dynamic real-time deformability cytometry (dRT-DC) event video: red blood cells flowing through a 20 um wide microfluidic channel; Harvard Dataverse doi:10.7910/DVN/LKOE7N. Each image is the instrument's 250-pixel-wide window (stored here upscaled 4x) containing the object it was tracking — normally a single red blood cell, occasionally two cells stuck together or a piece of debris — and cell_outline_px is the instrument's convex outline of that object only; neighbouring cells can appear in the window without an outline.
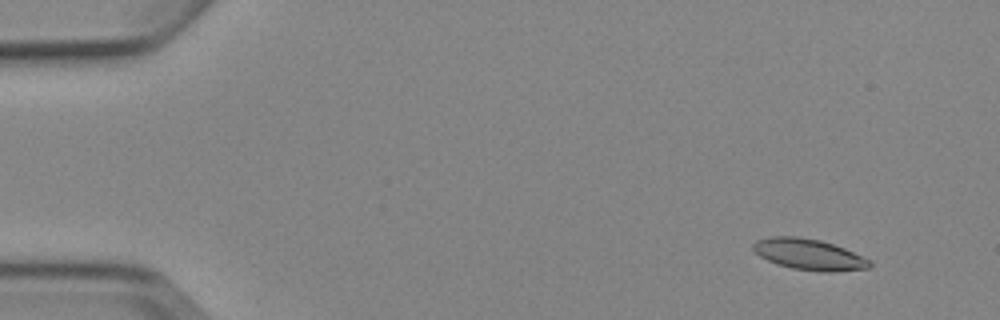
{"species": "Egyptian fruit bat (a non-hibernating species)", "species_latin": "Rousettus aegyptiacus", "temperature_condition": "cold", "stored_images_in_passage": 7, "camera_frame_rate_fps": 3000, "um_per_image_px": 0.085, "animal": {"sex": "female"}, "frame": {"image": 1, "passage_image": 2, "time_ms": 1.0, "image_size_px": [1000, 320], "cell_outline_px": [[872, 264], [868, 268], [832, 272], [824, 272], [792, 268], [776, 264], [760, 256], [752, 248], [752, 244], [756, 240], [768, 236], [796, 236], [820, 240], [844, 248], [872, 260]], "centroid_in_image_um": [68.75, 21.62], "position_along_channel_um": 16.2, "area_um2": 21.1}}
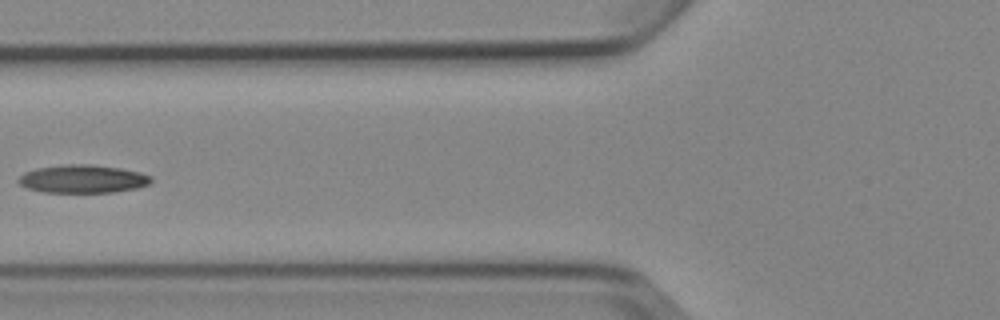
{"frame": {"image": 2, "passage_image": 6, "time_ms": 6.667, "image_size_px": [1000, 320], "cell_outline_px": [[152, 184], [136, 188], [112, 192], [44, 192], [28, 188], [20, 184], [16, 180], [24, 172], [36, 168], [60, 164], [92, 164], [120, 168], [140, 172], [152, 176]], "centroid_in_image_um": [7.05, 15.19], "position_along_channel_um": 118.8, "area_um2": 21.91}}
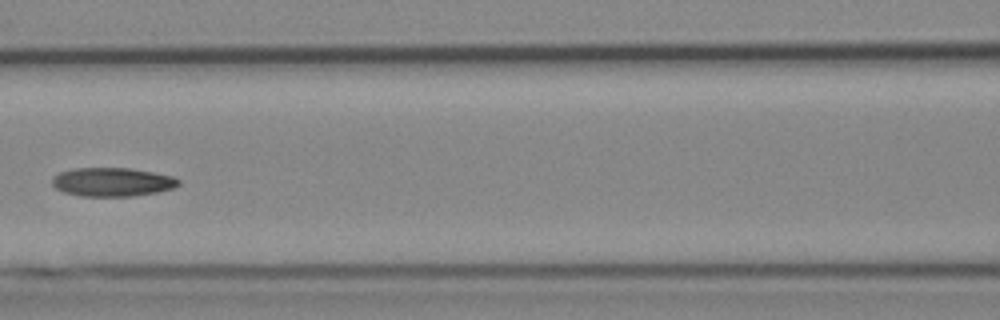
{"frame": {"image": 3, "passage_image": 7, "time_ms": 7.667, "image_size_px": [1000, 320], "cell_outline_px": [[180, 184], [176, 188], [156, 192], [132, 196], [80, 196], [64, 192], [56, 188], [52, 184], [52, 176], [60, 172], [72, 168], [128, 168], [152, 172], [172, 176], [180, 180]], "centroid_in_image_um": [9.54, 15.47], "position_along_channel_um": 157.1, "area_um2": 21.21}}